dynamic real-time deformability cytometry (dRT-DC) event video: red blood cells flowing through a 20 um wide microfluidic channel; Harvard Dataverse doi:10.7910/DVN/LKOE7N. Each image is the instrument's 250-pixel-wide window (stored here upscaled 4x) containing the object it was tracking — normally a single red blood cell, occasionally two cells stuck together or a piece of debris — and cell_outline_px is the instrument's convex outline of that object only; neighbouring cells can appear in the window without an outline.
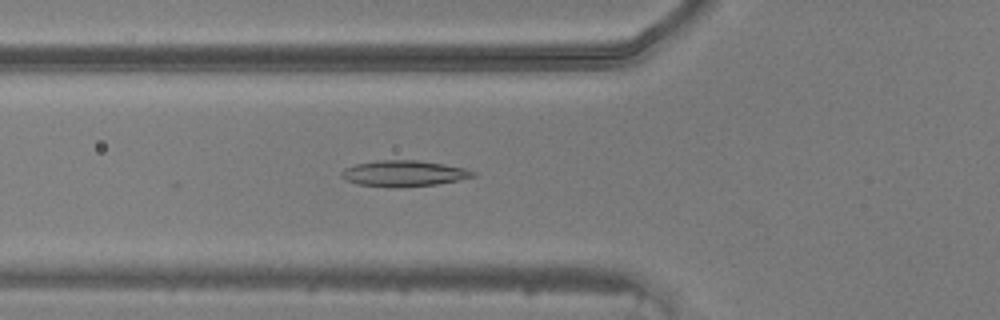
{"species": "common noctule bat (a hibernating species)", "species_latin": "Nyctalus noctula", "temperature_condition": "warm", "stored_images_in_passage": 49, "camera_frame_rate_fps": 3000, "um_per_image_px": 0.085, "animal": {"sex": "male", "body_mass_g": 20.5, "forearm_length_mm": 52.5}, "frame": {"image": 1, "passage_image": 18, "time_ms": 5.667, "image_size_px": [1000, 320], "cell_outline_px": [[476, 176], [460, 180], [436, 184], [396, 188], [360, 184], [348, 180], [340, 176], [340, 172], [344, 168], [356, 164], [376, 160], [416, 160], [444, 164], [464, 168], [476, 172]], "centroid_in_image_um": [34.34, 14.74], "position_along_channel_um": 91.5, "area_um2": 19.88}}
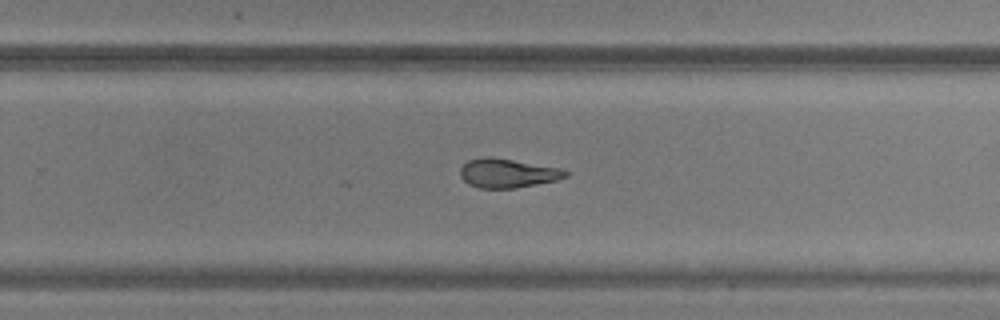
{"frame": {"image": 2, "passage_image": 32, "time_ms": 10.333, "image_size_px": [1000, 320], "cell_outline_px": [[568, 176], [556, 180], [516, 188], [480, 188], [468, 184], [460, 176], [460, 168], [468, 160], [488, 156], [492, 156], [556, 168], [568, 172]], "centroid_in_image_um": [43.08, 14.72], "position_along_channel_um": 286.7, "area_um2": 17.57}}
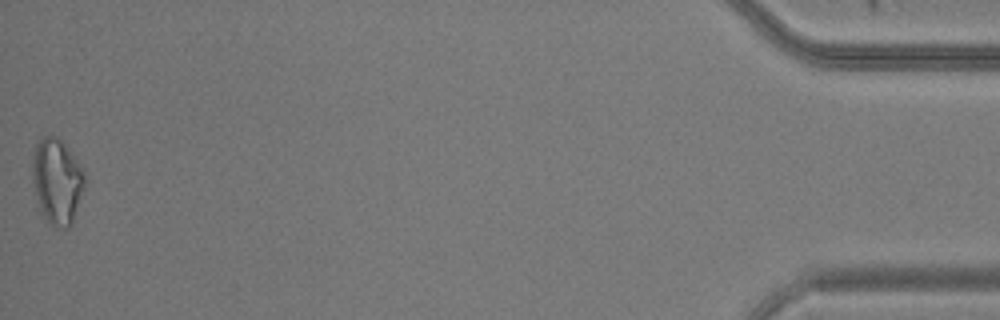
{"frame": {"image": 3, "passage_image": 49, "time_ms": 16.0, "image_size_px": [1000, 320], "cell_outline_px": [[84, 188], [72, 224], [68, 228], [60, 228], [52, 224], [40, 216], [36, 212], [32, 180], [32, 164], [36, 144], [44, 136], [56, 136], [64, 144], [84, 168]], "centroid_in_image_um": [4.81, 15.46], "position_along_channel_um": 430.4, "area_um2": 26.59}}